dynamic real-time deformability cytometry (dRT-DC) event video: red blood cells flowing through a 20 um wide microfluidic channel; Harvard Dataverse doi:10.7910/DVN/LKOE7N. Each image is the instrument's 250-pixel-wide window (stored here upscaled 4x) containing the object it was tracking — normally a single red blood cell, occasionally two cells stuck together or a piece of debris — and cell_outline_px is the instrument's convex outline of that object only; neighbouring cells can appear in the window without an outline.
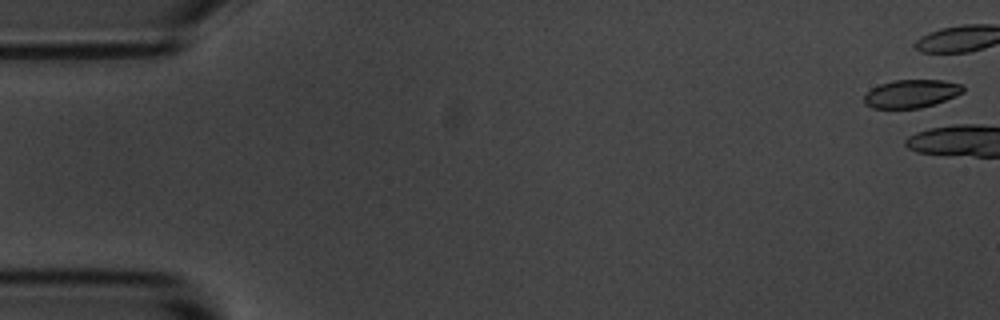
{"species": "common noctule bat (a hibernating species)", "species_latin": "Nyctalus noctula", "temperature_condition": "room temperature", "stored_images_in_passage": 3, "camera_frame_rate_fps": 3000, "um_per_image_px": 0.085, "animal": {"sex": "male", "body_mass_g": 20.1, "forearm_length_mm": 53.5}, "frame": {"image": 1, "passage_image": 1, "time_ms": 0.0, "image_size_px": [1000, 320], "cell_outline_px": [[964, 92], [956, 96], [920, 108], [872, 108], [864, 104], [864, 96], [872, 88], [880, 84], [896, 80], [944, 80], [964, 84]], "centroid_in_image_um": [77.48, 7.95], "position_along_channel_um": 7.5, "area_um2": 16.18}}